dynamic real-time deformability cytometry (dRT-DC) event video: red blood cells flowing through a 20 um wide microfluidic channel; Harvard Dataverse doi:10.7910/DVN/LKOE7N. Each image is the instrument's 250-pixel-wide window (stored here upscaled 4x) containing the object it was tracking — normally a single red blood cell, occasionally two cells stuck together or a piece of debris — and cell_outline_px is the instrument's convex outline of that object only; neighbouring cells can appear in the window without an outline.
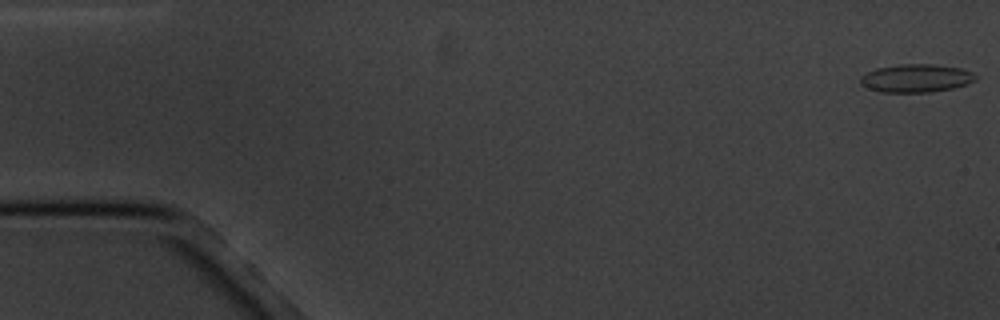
{"species": "common noctule bat (a hibernating species)", "species_latin": "Nyctalus noctula", "temperature_condition": "cold", "stored_images_in_passage": 8, "segment_of_instrument_passage": [1, 2], "camera_frame_rate_fps": 3000, "um_per_image_px": 0.085, "animal": {"sex": "male", "body_mass_g": 20.1, "forearm_length_mm": 53.5}, "frame": {"image": 1, "passage_image": 1, "time_ms": 0.0, "image_size_px": [1000, 320], "cell_outline_px": [[976, 80], [952, 88], [928, 92], [884, 92], [868, 88], [860, 84], [860, 76], [876, 68], [900, 64], [932, 64], [960, 68], [972, 72], [976, 76]], "centroid_in_image_um": [77.84, 6.64], "position_along_channel_um": 7.2, "area_um2": 18.67}}
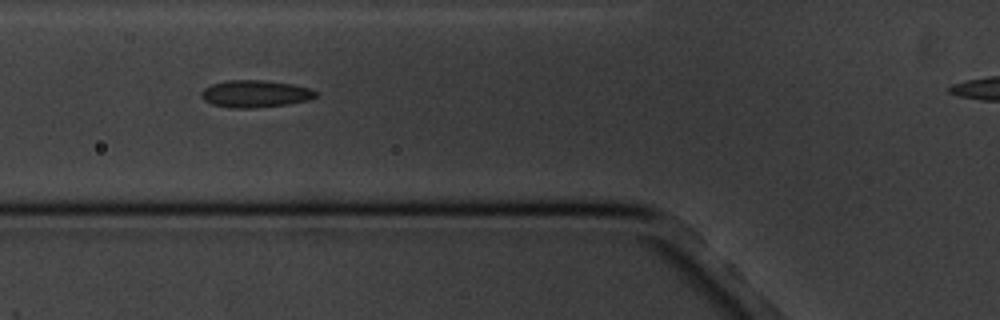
{"frame": {"image": 2, "passage_image": 6, "time_ms": 6.667, "image_size_px": [1000, 320], "cell_outline_px": [[316, 96], [312, 100], [288, 104], [252, 108], [228, 108], [212, 104], [204, 100], [200, 96], [200, 92], [204, 88], [212, 84], [228, 80], [260, 80], [292, 84], [312, 88], [316, 92]], "centroid_in_image_um": [21.69, 7.98], "position_along_channel_um": 104.1, "area_um2": 18.26}}
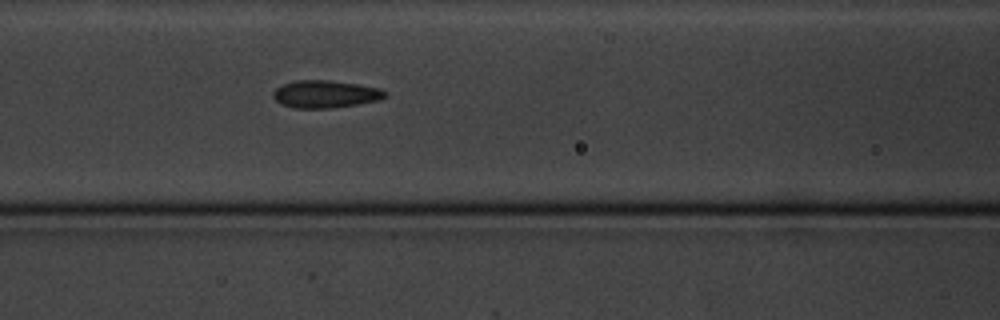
{"frame": {"image": 3, "passage_image": 7, "time_ms": 7.667, "image_size_px": [1000, 320], "cell_outline_px": [[388, 92], [384, 96], [376, 100], [356, 104], [332, 108], [292, 108], [280, 104], [272, 96], [272, 92], [276, 88], [284, 84], [296, 80], [328, 80], [360, 84], [380, 88]], "centroid_in_image_um": [27.61, 7.99], "position_along_channel_um": 139.0, "area_um2": 17.92}}